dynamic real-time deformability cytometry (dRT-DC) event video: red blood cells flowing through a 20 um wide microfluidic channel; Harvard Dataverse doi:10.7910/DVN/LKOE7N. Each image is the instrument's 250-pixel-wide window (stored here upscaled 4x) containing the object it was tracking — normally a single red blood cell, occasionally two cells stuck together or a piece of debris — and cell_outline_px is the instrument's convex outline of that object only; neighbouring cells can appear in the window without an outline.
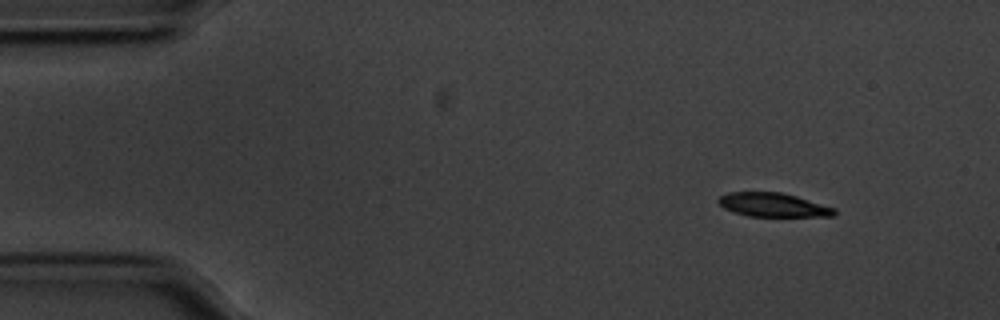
{"species": "common noctule bat (a hibernating species)", "species_latin": "Nyctalus noctula", "temperature_condition": "cold", "stored_images_in_passage": 51, "camera_frame_rate_fps": 3000, "um_per_image_px": 0.085, "animal": {"sex": "male", "body_mass_g": 20.1, "forearm_length_mm": 53.5}, "frame": {"image": 1, "passage_image": 1, "time_ms": 0.0, "image_size_px": [1000, 320], "cell_outline_px": [[836, 216], [748, 216], [732, 212], [724, 208], [716, 200], [720, 196], [728, 192], [780, 192], [796, 196], [836, 208]], "centroid_in_image_um": [65.7, 17.41], "position_along_channel_um": 19.3, "area_um2": 16.13}}
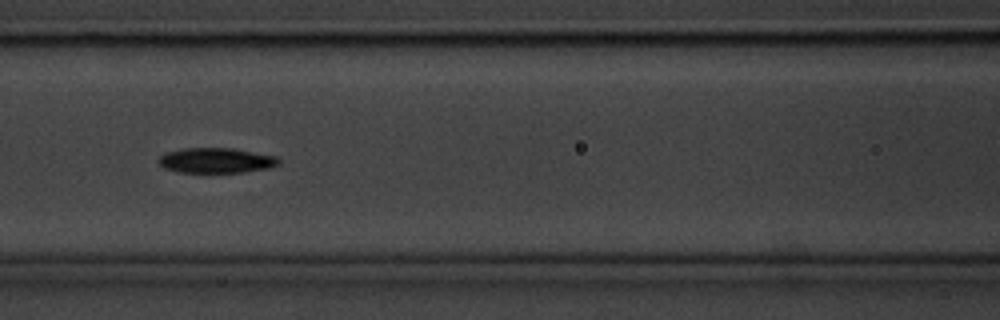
{"frame": {"image": 2, "passage_image": 19, "time_ms": 6.0, "image_size_px": [1000, 320], "cell_outline_px": [[280, 164], [268, 168], [244, 172], [176, 172], [164, 168], [156, 160], [160, 156], [168, 152], [184, 148], [232, 148], [276, 156], [280, 160]], "centroid_in_image_um": [18.36, 13.64], "position_along_channel_um": 148.2, "area_um2": 17.57}}
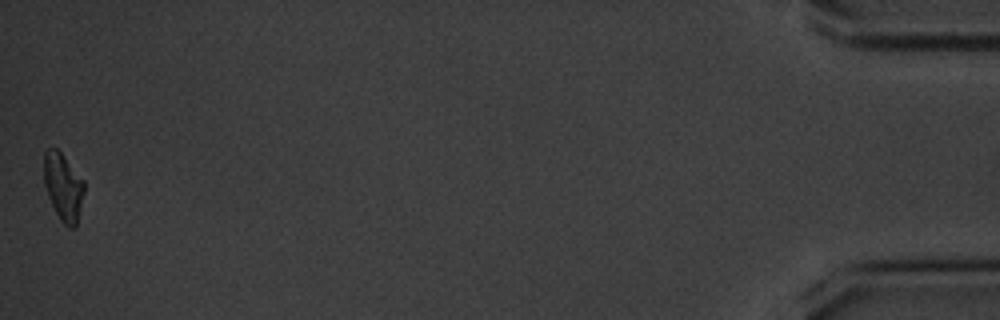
{"frame": {"image": 3, "passage_image": 51, "time_ms": 16.667, "image_size_px": [1000, 320], "cell_outline_px": [[84, 192], [76, 228], [68, 228], [60, 220], [48, 196], [44, 184], [44, 152], [48, 148], [56, 148], [60, 152], [84, 180]], "centroid_in_image_um": [5.38, 15.9], "position_along_channel_um": 429.8, "area_um2": 15.78}, "authors_computed_cell_mechanics": {"area_um2": 17.3978, "velocity_mm_per_s": 3.5314, "shape_relaxation_time_tau1_ms": 3.0994, "shape_relaxation_time_tau2_ms": null, "deformation_change_tau1": 0.1174, "deformation_change_tau2": null}}